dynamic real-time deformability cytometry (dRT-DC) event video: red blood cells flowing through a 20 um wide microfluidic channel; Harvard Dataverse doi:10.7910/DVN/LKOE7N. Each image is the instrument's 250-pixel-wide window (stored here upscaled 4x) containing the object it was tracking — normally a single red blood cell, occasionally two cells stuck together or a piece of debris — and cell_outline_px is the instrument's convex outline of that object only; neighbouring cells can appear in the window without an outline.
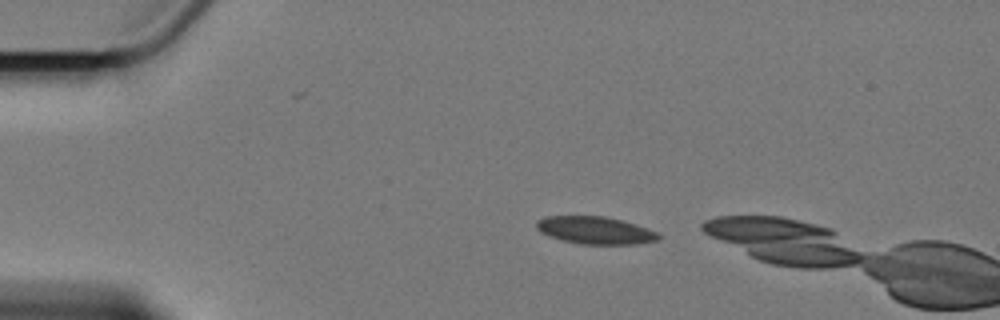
{"species": "Egyptian fruit bat (a non-hibernating species)", "species_latin": "Rousettus aegyptiacus", "temperature_condition": "cold", "stored_images_in_passage": 2, "camera_frame_rate_fps": 3000, "um_per_image_px": 0.085, "animal": {"sex": "female"}, "frame": {"image": 1, "passage_image": 1, "time_ms": 0.0, "image_size_px": [1000, 320], "cell_outline_px": [[660, 236], [656, 240], [636, 244], [580, 244], [564, 240], [540, 232], [536, 228], [536, 220], [544, 216], [604, 216], [636, 224], [660, 232]], "centroid_in_image_um": [50.6, 19.56], "position_along_channel_um": 34.4, "area_um2": 19.48}}